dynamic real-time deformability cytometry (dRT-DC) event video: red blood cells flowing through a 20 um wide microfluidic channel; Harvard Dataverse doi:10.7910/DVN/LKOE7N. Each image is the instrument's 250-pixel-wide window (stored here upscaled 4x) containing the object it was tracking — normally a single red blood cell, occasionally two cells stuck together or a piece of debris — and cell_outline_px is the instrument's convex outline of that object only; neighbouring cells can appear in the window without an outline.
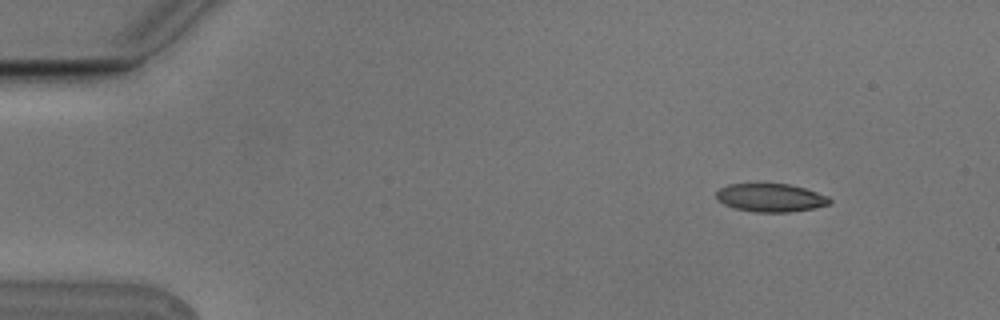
{"species": "Egyptian fruit bat (a non-hibernating species)", "species_latin": "Rousettus aegyptiacus", "temperature_condition": "cold", "stored_images_in_passage": 6, "camera_frame_rate_fps": 3000, "um_per_image_px": 0.085, "animal": {"sex": "male"}, "frame": {"image": 1, "passage_image": 2, "time_ms": 0.333, "image_size_px": [1000, 320], "cell_outline_px": [[832, 204], [812, 208], [788, 212], [756, 212], [736, 208], [724, 204], [716, 200], [716, 192], [720, 188], [728, 184], [788, 184], [804, 188], [828, 196], [832, 200]], "centroid_in_image_um": [65.5, 16.8], "position_along_channel_um": 19.5, "area_um2": 18.55}}
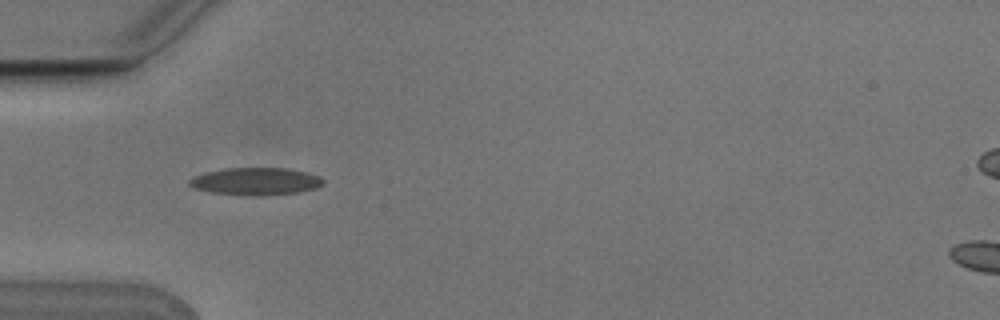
{"frame": {"image": 2, "passage_image": 5, "time_ms": 1.333, "image_size_px": [1000, 320], "cell_outline_px": [[324, 184], [316, 188], [300, 192], [260, 196], [244, 196], [212, 192], [192, 188], [188, 184], [188, 180], [192, 176], [204, 172], [224, 168], [288, 168], [320, 176], [324, 180]], "centroid_in_image_um": [21.7, 15.42], "position_along_channel_um": 63.3, "area_um2": 21.73}}